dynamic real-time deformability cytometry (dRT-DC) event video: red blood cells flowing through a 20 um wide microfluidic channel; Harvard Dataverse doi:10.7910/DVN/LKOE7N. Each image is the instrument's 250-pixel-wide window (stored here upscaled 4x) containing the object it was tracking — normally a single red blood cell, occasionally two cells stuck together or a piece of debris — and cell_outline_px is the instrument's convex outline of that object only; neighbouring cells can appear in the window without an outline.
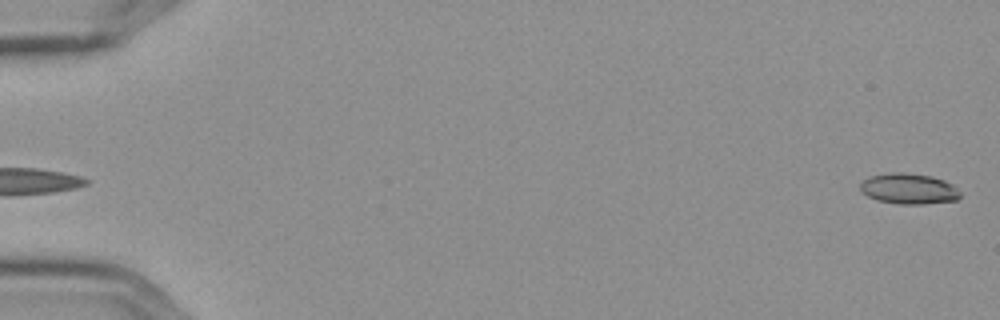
{"species": "Egyptian fruit bat (a non-hibernating species)", "species_latin": "Rousettus aegyptiacus", "temperature_condition": "cold", "stored_images_in_passage": 5, "segment_of_instrument_passage": [2, 2], "camera_frame_rate_fps": 3000, "um_per_image_px": 0.085, "frame": {"image": 1, "passage_image": 5, "time_ms": 1.333, "image_size_px": [1000, 320], "cell_outline_px": [[960, 196], [956, 200], [924, 204], [896, 204], [876, 200], [860, 192], [860, 184], [864, 180], [872, 176], [892, 172], [904, 172], [932, 176], [944, 180], [952, 184], [960, 192]], "centroid_in_image_um": [77.24, 16.05], "position_along_channel_um": 7.8, "area_um2": 17.92}}